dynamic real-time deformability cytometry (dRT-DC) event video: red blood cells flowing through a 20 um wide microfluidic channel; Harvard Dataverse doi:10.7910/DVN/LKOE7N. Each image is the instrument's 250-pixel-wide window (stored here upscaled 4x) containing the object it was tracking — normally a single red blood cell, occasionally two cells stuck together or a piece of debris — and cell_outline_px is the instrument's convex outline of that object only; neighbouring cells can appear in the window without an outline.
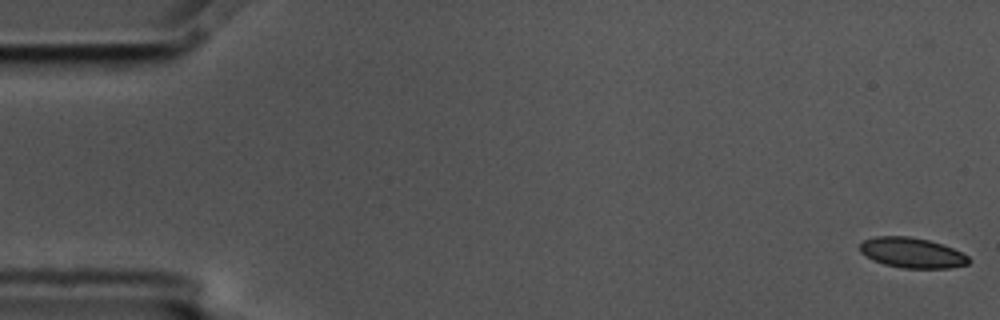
{"species": "common noctule bat (a hibernating species)", "species_latin": "Nyctalus noctula", "temperature_condition": "cold", "stored_images_in_passage": 5, "camera_frame_rate_fps": 3000, "um_per_image_px": 0.085, "animal": {"sex": "male", "body_mass_g": 17.5, "forearm_length_mm": 52.3}, "frame": {"image": 1, "passage_image": 1, "time_ms": 0.0, "image_size_px": [1000, 320], "cell_outline_px": [[972, 260], [968, 264], [948, 268], [904, 268], [884, 264], [872, 260], [864, 256], [860, 252], [860, 244], [864, 240], [876, 236], [908, 236], [928, 240], [952, 248], [968, 256]], "centroid_in_image_um": [77.5, 21.49], "position_along_channel_um": 7.5, "area_um2": 19.13}}
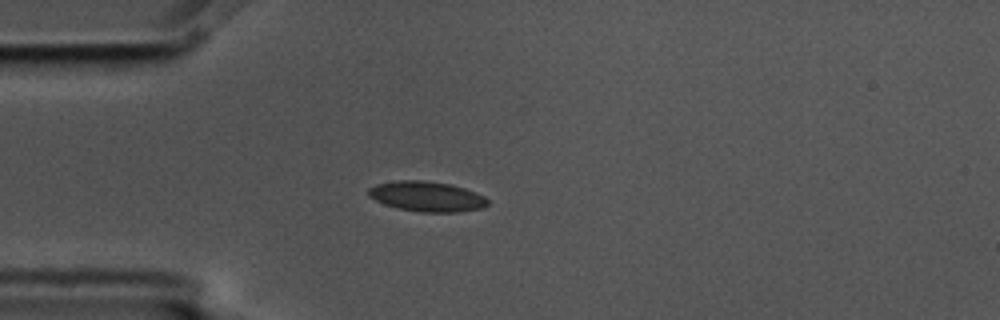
{"frame": {"image": 2, "passage_image": 5, "time_ms": 1.333, "image_size_px": [1000, 320], "cell_outline_px": [[488, 204], [480, 208], [456, 212], [420, 212], [400, 208], [384, 204], [368, 196], [368, 188], [376, 184], [396, 180], [420, 180], [452, 184], [476, 192], [484, 196], [488, 200]], "centroid_in_image_um": [36.26, 16.69], "position_along_channel_um": 48.7, "area_um2": 20.87}}